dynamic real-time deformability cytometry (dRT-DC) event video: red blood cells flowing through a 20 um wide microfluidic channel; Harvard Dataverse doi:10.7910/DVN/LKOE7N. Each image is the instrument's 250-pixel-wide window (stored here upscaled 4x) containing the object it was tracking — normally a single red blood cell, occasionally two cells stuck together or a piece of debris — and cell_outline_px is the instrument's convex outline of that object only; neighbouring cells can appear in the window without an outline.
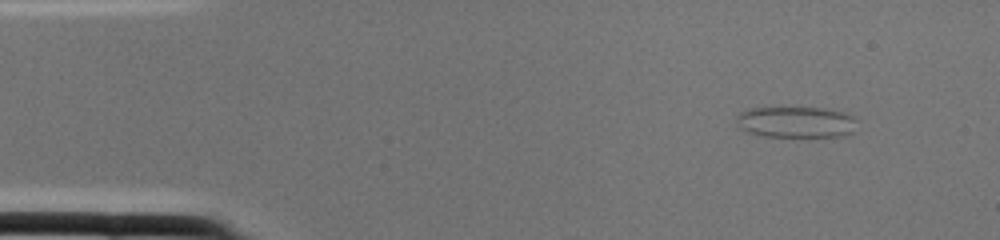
{"species": "common noctule bat (a hibernating species)", "species_latin": "Nyctalus noctula", "temperature_condition": "cold", "stored_images_in_passage": 1, "camera_frame_rate_fps": 3000, "um_per_image_px": 0.085, "animal": {"sex": "female", "body_mass_g": 22.0, "forearm_length_mm": 56.7}, "frame": {"image": 1, "passage_image": 1, "time_ms": 0.0, "image_size_px": [1000, 240], "cell_outline_px": [[860, 120], [856, 132], [840, 136], [764, 136], [748, 132], [740, 128], [736, 124], [736, 116], [740, 112], [748, 108], [820, 108], [844, 112]], "centroid_in_image_um": [67.71, 10.38], "position_along_channel_um": 17.3, "area_um2": 22.14}}